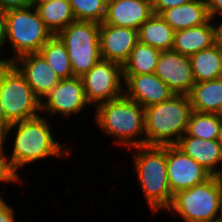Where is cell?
<instances>
[{
	"label": "cell",
	"mask_w": 222,
	"mask_h": 222,
	"mask_svg": "<svg viewBox=\"0 0 222 222\" xmlns=\"http://www.w3.org/2000/svg\"><path fill=\"white\" fill-rule=\"evenodd\" d=\"M191 112L186 94H174L164 102L145 108V145H176L186 133Z\"/></svg>",
	"instance_id": "obj_1"
},
{
	"label": "cell",
	"mask_w": 222,
	"mask_h": 222,
	"mask_svg": "<svg viewBox=\"0 0 222 222\" xmlns=\"http://www.w3.org/2000/svg\"><path fill=\"white\" fill-rule=\"evenodd\" d=\"M14 127L17 128V133L12 156L8 159L17 174L22 166L50 156L62 157L67 152V148L63 150L64 146L53 139L51 126L44 117L38 116L11 124L1 136L4 142Z\"/></svg>",
	"instance_id": "obj_2"
},
{
	"label": "cell",
	"mask_w": 222,
	"mask_h": 222,
	"mask_svg": "<svg viewBox=\"0 0 222 222\" xmlns=\"http://www.w3.org/2000/svg\"><path fill=\"white\" fill-rule=\"evenodd\" d=\"M95 115L97 125L105 134L115 137L117 144L127 145L128 149L145 145V138L136 139L145 135V119L144 108L135 101L122 95L98 104Z\"/></svg>",
	"instance_id": "obj_3"
},
{
	"label": "cell",
	"mask_w": 222,
	"mask_h": 222,
	"mask_svg": "<svg viewBox=\"0 0 222 222\" xmlns=\"http://www.w3.org/2000/svg\"><path fill=\"white\" fill-rule=\"evenodd\" d=\"M135 169L144 197L152 212L170 207L174 195L170 190L166 164V146L134 147ZM139 150V151H138Z\"/></svg>",
	"instance_id": "obj_4"
},
{
	"label": "cell",
	"mask_w": 222,
	"mask_h": 222,
	"mask_svg": "<svg viewBox=\"0 0 222 222\" xmlns=\"http://www.w3.org/2000/svg\"><path fill=\"white\" fill-rule=\"evenodd\" d=\"M0 100L10 124L40 116L41 100L13 63L0 62Z\"/></svg>",
	"instance_id": "obj_5"
},
{
	"label": "cell",
	"mask_w": 222,
	"mask_h": 222,
	"mask_svg": "<svg viewBox=\"0 0 222 222\" xmlns=\"http://www.w3.org/2000/svg\"><path fill=\"white\" fill-rule=\"evenodd\" d=\"M5 14L7 40L15 54L7 60L0 58V62L12 63L22 55L39 53L42 46L53 36L35 7L12 9Z\"/></svg>",
	"instance_id": "obj_6"
},
{
	"label": "cell",
	"mask_w": 222,
	"mask_h": 222,
	"mask_svg": "<svg viewBox=\"0 0 222 222\" xmlns=\"http://www.w3.org/2000/svg\"><path fill=\"white\" fill-rule=\"evenodd\" d=\"M222 184L215 176L174 194L167 211H175L184 222H215L219 219Z\"/></svg>",
	"instance_id": "obj_7"
},
{
	"label": "cell",
	"mask_w": 222,
	"mask_h": 222,
	"mask_svg": "<svg viewBox=\"0 0 222 222\" xmlns=\"http://www.w3.org/2000/svg\"><path fill=\"white\" fill-rule=\"evenodd\" d=\"M57 36L65 44L73 76L82 77L102 60L100 48V23L74 21Z\"/></svg>",
	"instance_id": "obj_8"
},
{
	"label": "cell",
	"mask_w": 222,
	"mask_h": 222,
	"mask_svg": "<svg viewBox=\"0 0 222 222\" xmlns=\"http://www.w3.org/2000/svg\"><path fill=\"white\" fill-rule=\"evenodd\" d=\"M87 101L98 104L124 95L122 65L116 62L101 60L82 77ZM123 81V82H121Z\"/></svg>",
	"instance_id": "obj_9"
},
{
	"label": "cell",
	"mask_w": 222,
	"mask_h": 222,
	"mask_svg": "<svg viewBox=\"0 0 222 222\" xmlns=\"http://www.w3.org/2000/svg\"><path fill=\"white\" fill-rule=\"evenodd\" d=\"M167 175L172 194L190 189L212 175L176 145L166 146Z\"/></svg>",
	"instance_id": "obj_10"
},
{
	"label": "cell",
	"mask_w": 222,
	"mask_h": 222,
	"mask_svg": "<svg viewBox=\"0 0 222 222\" xmlns=\"http://www.w3.org/2000/svg\"><path fill=\"white\" fill-rule=\"evenodd\" d=\"M44 99L41 101V110L44 113H60L64 117L72 113L78 114L90 104L85 97L82 78L76 76L61 79Z\"/></svg>",
	"instance_id": "obj_11"
},
{
	"label": "cell",
	"mask_w": 222,
	"mask_h": 222,
	"mask_svg": "<svg viewBox=\"0 0 222 222\" xmlns=\"http://www.w3.org/2000/svg\"><path fill=\"white\" fill-rule=\"evenodd\" d=\"M174 94L188 95L195 83L190 57L175 51H161L154 72Z\"/></svg>",
	"instance_id": "obj_12"
},
{
	"label": "cell",
	"mask_w": 222,
	"mask_h": 222,
	"mask_svg": "<svg viewBox=\"0 0 222 222\" xmlns=\"http://www.w3.org/2000/svg\"><path fill=\"white\" fill-rule=\"evenodd\" d=\"M124 95L144 109L170 99L174 92L155 73L123 75Z\"/></svg>",
	"instance_id": "obj_13"
},
{
	"label": "cell",
	"mask_w": 222,
	"mask_h": 222,
	"mask_svg": "<svg viewBox=\"0 0 222 222\" xmlns=\"http://www.w3.org/2000/svg\"><path fill=\"white\" fill-rule=\"evenodd\" d=\"M138 41V30L100 23V48L103 60L123 66Z\"/></svg>",
	"instance_id": "obj_14"
},
{
	"label": "cell",
	"mask_w": 222,
	"mask_h": 222,
	"mask_svg": "<svg viewBox=\"0 0 222 222\" xmlns=\"http://www.w3.org/2000/svg\"><path fill=\"white\" fill-rule=\"evenodd\" d=\"M12 63L41 101L61 81L40 53L22 55Z\"/></svg>",
	"instance_id": "obj_15"
},
{
	"label": "cell",
	"mask_w": 222,
	"mask_h": 222,
	"mask_svg": "<svg viewBox=\"0 0 222 222\" xmlns=\"http://www.w3.org/2000/svg\"><path fill=\"white\" fill-rule=\"evenodd\" d=\"M152 14L151 0H107L103 22L139 30Z\"/></svg>",
	"instance_id": "obj_16"
},
{
	"label": "cell",
	"mask_w": 222,
	"mask_h": 222,
	"mask_svg": "<svg viewBox=\"0 0 222 222\" xmlns=\"http://www.w3.org/2000/svg\"><path fill=\"white\" fill-rule=\"evenodd\" d=\"M211 18L204 24L176 31L172 51L191 56L218 42V26H213Z\"/></svg>",
	"instance_id": "obj_17"
},
{
	"label": "cell",
	"mask_w": 222,
	"mask_h": 222,
	"mask_svg": "<svg viewBox=\"0 0 222 222\" xmlns=\"http://www.w3.org/2000/svg\"><path fill=\"white\" fill-rule=\"evenodd\" d=\"M176 146L199 163L212 176L218 173L217 166L222 163V149L216 139L205 140L188 136L185 133Z\"/></svg>",
	"instance_id": "obj_18"
},
{
	"label": "cell",
	"mask_w": 222,
	"mask_h": 222,
	"mask_svg": "<svg viewBox=\"0 0 222 222\" xmlns=\"http://www.w3.org/2000/svg\"><path fill=\"white\" fill-rule=\"evenodd\" d=\"M159 15L175 32L200 26L210 19L204 0H191L183 5L166 9Z\"/></svg>",
	"instance_id": "obj_19"
},
{
	"label": "cell",
	"mask_w": 222,
	"mask_h": 222,
	"mask_svg": "<svg viewBox=\"0 0 222 222\" xmlns=\"http://www.w3.org/2000/svg\"><path fill=\"white\" fill-rule=\"evenodd\" d=\"M192 110L220 114L222 111V77L195 82L188 94Z\"/></svg>",
	"instance_id": "obj_20"
},
{
	"label": "cell",
	"mask_w": 222,
	"mask_h": 222,
	"mask_svg": "<svg viewBox=\"0 0 222 222\" xmlns=\"http://www.w3.org/2000/svg\"><path fill=\"white\" fill-rule=\"evenodd\" d=\"M195 82H205L222 77V51L219 41L213 46L190 56Z\"/></svg>",
	"instance_id": "obj_21"
},
{
	"label": "cell",
	"mask_w": 222,
	"mask_h": 222,
	"mask_svg": "<svg viewBox=\"0 0 222 222\" xmlns=\"http://www.w3.org/2000/svg\"><path fill=\"white\" fill-rule=\"evenodd\" d=\"M175 31L160 15L152 14L139 28V41L160 51L173 47Z\"/></svg>",
	"instance_id": "obj_22"
},
{
	"label": "cell",
	"mask_w": 222,
	"mask_h": 222,
	"mask_svg": "<svg viewBox=\"0 0 222 222\" xmlns=\"http://www.w3.org/2000/svg\"><path fill=\"white\" fill-rule=\"evenodd\" d=\"M36 9L53 35H57L68 24L76 21L68 0H53L39 5Z\"/></svg>",
	"instance_id": "obj_23"
},
{
	"label": "cell",
	"mask_w": 222,
	"mask_h": 222,
	"mask_svg": "<svg viewBox=\"0 0 222 222\" xmlns=\"http://www.w3.org/2000/svg\"><path fill=\"white\" fill-rule=\"evenodd\" d=\"M160 53V50L138 41L122 66L123 75L154 73Z\"/></svg>",
	"instance_id": "obj_24"
},
{
	"label": "cell",
	"mask_w": 222,
	"mask_h": 222,
	"mask_svg": "<svg viewBox=\"0 0 222 222\" xmlns=\"http://www.w3.org/2000/svg\"><path fill=\"white\" fill-rule=\"evenodd\" d=\"M39 53L61 79L74 77L68 51L57 35H53L42 46Z\"/></svg>",
	"instance_id": "obj_25"
},
{
	"label": "cell",
	"mask_w": 222,
	"mask_h": 222,
	"mask_svg": "<svg viewBox=\"0 0 222 222\" xmlns=\"http://www.w3.org/2000/svg\"><path fill=\"white\" fill-rule=\"evenodd\" d=\"M221 123L220 114L202 113L192 110L186 134L205 140H214L217 139Z\"/></svg>",
	"instance_id": "obj_26"
},
{
	"label": "cell",
	"mask_w": 222,
	"mask_h": 222,
	"mask_svg": "<svg viewBox=\"0 0 222 222\" xmlns=\"http://www.w3.org/2000/svg\"><path fill=\"white\" fill-rule=\"evenodd\" d=\"M77 21L102 23L106 15L107 0H68Z\"/></svg>",
	"instance_id": "obj_27"
},
{
	"label": "cell",
	"mask_w": 222,
	"mask_h": 222,
	"mask_svg": "<svg viewBox=\"0 0 222 222\" xmlns=\"http://www.w3.org/2000/svg\"><path fill=\"white\" fill-rule=\"evenodd\" d=\"M4 141L0 137V182L20 181V177L12 168L9 157L4 152ZM1 197V196H0Z\"/></svg>",
	"instance_id": "obj_28"
},
{
	"label": "cell",
	"mask_w": 222,
	"mask_h": 222,
	"mask_svg": "<svg viewBox=\"0 0 222 222\" xmlns=\"http://www.w3.org/2000/svg\"><path fill=\"white\" fill-rule=\"evenodd\" d=\"M191 0H151L154 14L159 15L162 11L183 5Z\"/></svg>",
	"instance_id": "obj_29"
},
{
	"label": "cell",
	"mask_w": 222,
	"mask_h": 222,
	"mask_svg": "<svg viewBox=\"0 0 222 222\" xmlns=\"http://www.w3.org/2000/svg\"><path fill=\"white\" fill-rule=\"evenodd\" d=\"M31 6V0H0V9L4 12Z\"/></svg>",
	"instance_id": "obj_30"
},
{
	"label": "cell",
	"mask_w": 222,
	"mask_h": 222,
	"mask_svg": "<svg viewBox=\"0 0 222 222\" xmlns=\"http://www.w3.org/2000/svg\"><path fill=\"white\" fill-rule=\"evenodd\" d=\"M14 210L0 197V222H15Z\"/></svg>",
	"instance_id": "obj_31"
},
{
	"label": "cell",
	"mask_w": 222,
	"mask_h": 222,
	"mask_svg": "<svg viewBox=\"0 0 222 222\" xmlns=\"http://www.w3.org/2000/svg\"><path fill=\"white\" fill-rule=\"evenodd\" d=\"M209 17L214 21L218 15L222 14V0H204ZM216 16V17H215Z\"/></svg>",
	"instance_id": "obj_32"
},
{
	"label": "cell",
	"mask_w": 222,
	"mask_h": 222,
	"mask_svg": "<svg viewBox=\"0 0 222 222\" xmlns=\"http://www.w3.org/2000/svg\"><path fill=\"white\" fill-rule=\"evenodd\" d=\"M7 42V22L6 14L0 9V51L3 49L4 43Z\"/></svg>",
	"instance_id": "obj_33"
},
{
	"label": "cell",
	"mask_w": 222,
	"mask_h": 222,
	"mask_svg": "<svg viewBox=\"0 0 222 222\" xmlns=\"http://www.w3.org/2000/svg\"><path fill=\"white\" fill-rule=\"evenodd\" d=\"M11 124L7 121L6 115L4 113L1 100H0V137L6 132Z\"/></svg>",
	"instance_id": "obj_34"
},
{
	"label": "cell",
	"mask_w": 222,
	"mask_h": 222,
	"mask_svg": "<svg viewBox=\"0 0 222 222\" xmlns=\"http://www.w3.org/2000/svg\"><path fill=\"white\" fill-rule=\"evenodd\" d=\"M53 0H31V6L37 8L39 5L50 2Z\"/></svg>",
	"instance_id": "obj_35"
},
{
	"label": "cell",
	"mask_w": 222,
	"mask_h": 222,
	"mask_svg": "<svg viewBox=\"0 0 222 222\" xmlns=\"http://www.w3.org/2000/svg\"><path fill=\"white\" fill-rule=\"evenodd\" d=\"M216 140H217L218 144L221 146V149H222V123H221V126H220V129H219L218 136H217Z\"/></svg>",
	"instance_id": "obj_36"
},
{
	"label": "cell",
	"mask_w": 222,
	"mask_h": 222,
	"mask_svg": "<svg viewBox=\"0 0 222 222\" xmlns=\"http://www.w3.org/2000/svg\"><path fill=\"white\" fill-rule=\"evenodd\" d=\"M218 41L222 42V23H218Z\"/></svg>",
	"instance_id": "obj_37"
},
{
	"label": "cell",
	"mask_w": 222,
	"mask_h": 222,
	"mask_svg": "<svg viewBox=\"0 0 222 222\" xmlns=\"http://www.w3.org/2000/svg\"><path fill=\"white\" fill-rule=\"evenodd\" d=\"M217 180L222 184V169L218 171V173L215 175Z\"/></svg>",
	"instance_id": "obj_38"
},
{
	"label": "cell",
	"mask_w": 222,
	"mask_h": 222,
	"mask_svg": "<svg viewBox=\"0 0 222 222\" xmlns=\"http://www.w3.org/2000/svg\"><path fill=\"white\" fill-rule=\"evenodd\" d=\"M219 220H221V221H222V201H221V208H220Z\"/></svg>",
	"instance_id": "obj_39"
},
{
	"label": "cell",
	"mask_w": 222,
	"mask_h": 222,
	"mask_svg": "<svg viewBox=\"0 0 222 222\" xmlns=\"http://www.w3.org/2000/svg\"><path fill=\"white\" fill-rule=\"evenodd\" d=\"M219 45H220V48H221V51H222V42H219Z\"/></svg>",
	"instance_id": "obj_40"
}]
</instances>
